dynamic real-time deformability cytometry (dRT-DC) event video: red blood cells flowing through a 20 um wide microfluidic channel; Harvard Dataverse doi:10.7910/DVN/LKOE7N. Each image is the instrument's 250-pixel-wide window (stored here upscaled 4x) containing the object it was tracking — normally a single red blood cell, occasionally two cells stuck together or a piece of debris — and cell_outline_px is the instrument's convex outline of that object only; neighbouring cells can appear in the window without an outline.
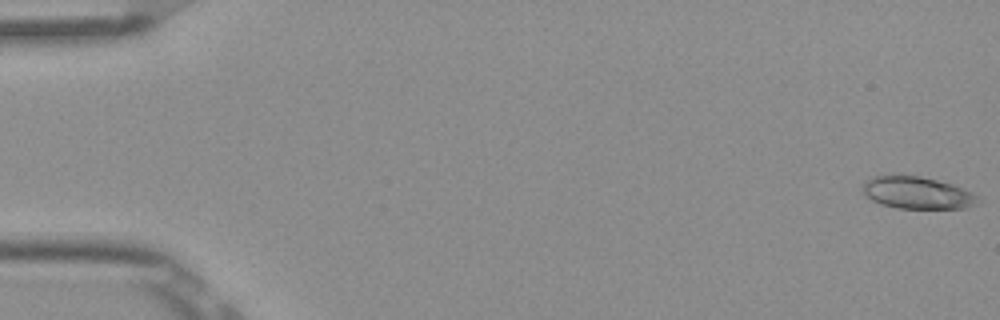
{"species": "Egyptian fruit bat (a non-hibernating species)", "species_latin": "Rousettus aegyptiacus", "temperature_condition": "room temperature", "stored_images_in_passage": 53, "camera_frame_rate_fps": 3000, "um_per_image_px": 0.085, "frame": {"image": 1, "passage_image": 1, "time_ms": 0.0, "image_size_px": [1000, 320], "cell_outline_px": [[984, 200], [976, 204], [964, 208], [896, 208], [880, 204], [872, 200], [864, 192], [864, 180], [872, 176], [896, 172], [920, 176], [952, 184], [972, 192]], "centroid_in_image_um": [77.95, 16.35], "position_along_channel_um": 7.1, "area_um2": 22.14}}
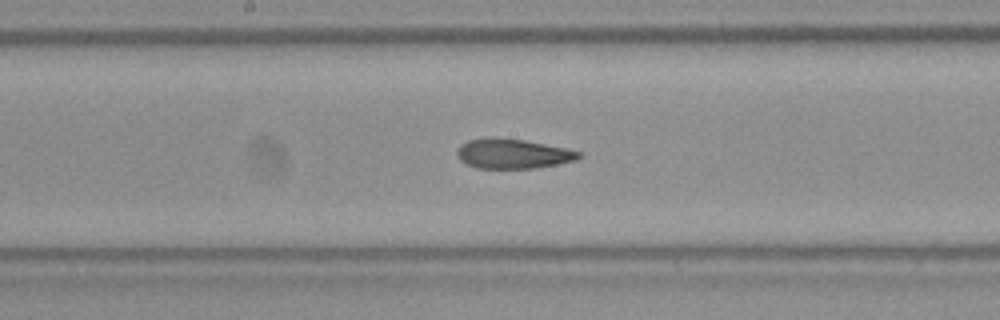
{"frame": {"image": 2, "passage_image": 28, "time_ms": 9.0, "image_size_px": [1000, 320], "cell_outline_px": [[584, 156], [576, 160], [536, 168], [476, 168], [460, 160], [456, 156], [456, 148], [460, 144], [468, 140], [484, 136], [492, 136], [524, 140], [568, 148], [580, 152]], "centroid_in_image_um": [43.56, 13.04], "position_along_channel_um": 204.6, "area_um2": 21.5}}
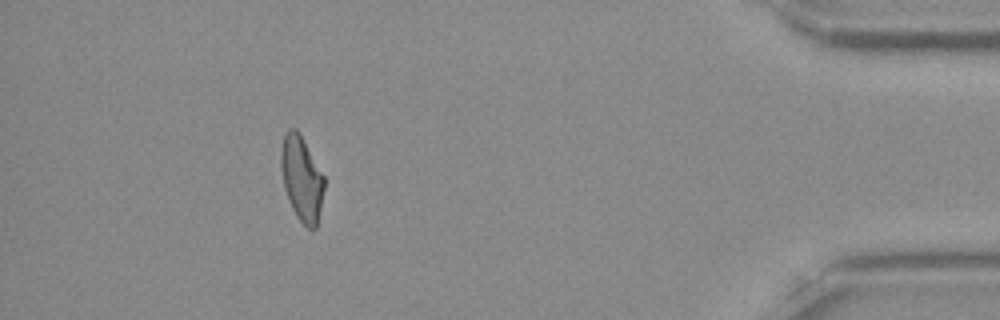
{"frame": {"image": 3, "passage_image": 48, "time_ms": 15.667, "image_size_px": [1000, 320], "cell_outline_px": [[324, 188], [316, 228], [308, 228], [296, 216], [292, 208], [284, 188], [280, 168], [280, 152], [284, 132], [288, 128], [296, 128], [300, 132], [324, 176]], "centroid_in_image_um": [25.61, 15.11], "position_along_channel_um": 409.6, "area_um2": 21.44}, "authors_computed_cell_mechanics": {"area_um2": 21.7906, "velocity_mm_per_s": 3.8916, "shape_relaxation_time_tau1_ms": null, "shape_relaxation_time_tau2_ms": 2.6065, "deformation_change_tau1": null, "deformation_change_tau2": 0.1124}}